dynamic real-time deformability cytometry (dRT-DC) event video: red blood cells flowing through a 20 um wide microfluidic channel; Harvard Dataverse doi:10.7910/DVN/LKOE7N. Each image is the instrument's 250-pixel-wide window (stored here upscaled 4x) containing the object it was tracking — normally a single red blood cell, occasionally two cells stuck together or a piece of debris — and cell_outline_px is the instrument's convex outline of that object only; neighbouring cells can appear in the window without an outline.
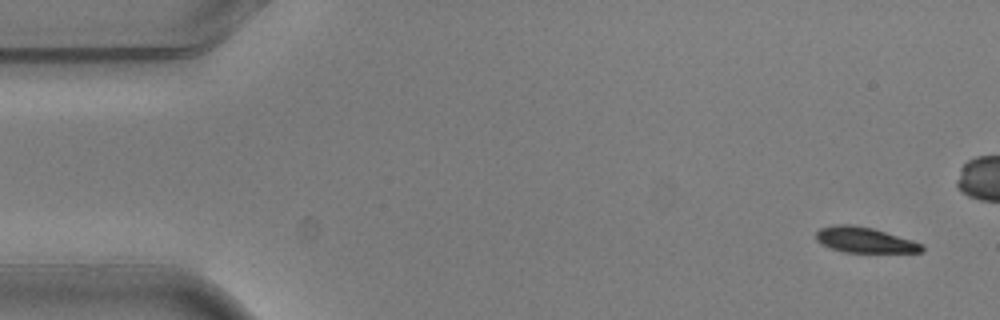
{"species": "common noctule bat (a hibernating species)", "species_latin": "Nyctalus noctula", "temperature_condition": "warm", "stored_images_in_passage": 5, "camera_frame_rate_fps": 3000, "um_per_image_px": 0.085, "animal": {"sex": "male", "body_mass_g": 20.5, "forearm_length_mm": 52.5}, "frame": {"image": 1, "passage_image": 1, "time_ms": 0.0, "image_size_px": [1000, 320], "cell_outline_px": [[924, 252], [844, 252], [820, 244], [816, 240], [816, 232], [820, 228], [832, 224], [852, 224], [872, 228], [912, 240], [924, 244]], "centroid_in_image_um": [73.48, 20.39], "position_along_channel_um": 11.5, "area_um2": 15.78}}